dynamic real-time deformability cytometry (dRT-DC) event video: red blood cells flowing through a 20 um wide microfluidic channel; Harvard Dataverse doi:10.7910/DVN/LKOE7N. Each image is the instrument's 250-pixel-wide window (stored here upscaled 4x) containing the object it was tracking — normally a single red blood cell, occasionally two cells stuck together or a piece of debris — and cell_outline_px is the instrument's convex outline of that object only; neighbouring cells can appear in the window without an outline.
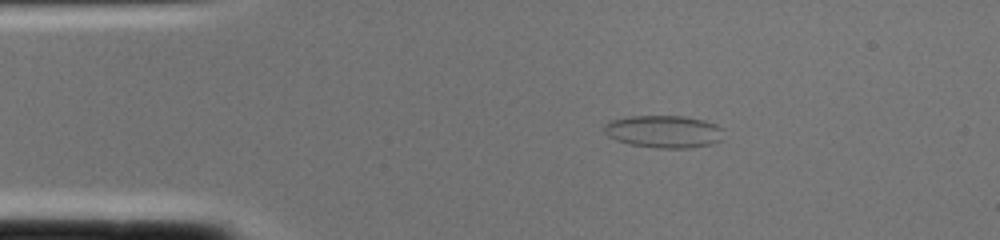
{"species": "common noctule bat (a hibernating species)", "species_latin": "Nyctalus noctula", "temperature_condition": "cold", "stored_images_in_passage": 1, "camera_frame_rate_fps": 3000, "um_per_image_px": 0.085, "animal": {"sex": "female", "body_mass_g": 22.0, "forearm_length_mm": 56.7}, "frame": {"image": 1, "passage_image": 1, "time_ms": 0.0, "image_size_px": [1000, 240], "cell_outline_px": [[724, 128], [720, 140], [712, 144], [688, 148], [656, 148], [628, 144], [616, 140], [608, 136], [604, 132], [604, 124], [608, 120], [628, 116], [684, 116], [704, 120], [716, 124]], "centroid_in_image_um": [56.4, 11.18], "position_along_channel_um": 28.6, "area_um2": 22.89}}